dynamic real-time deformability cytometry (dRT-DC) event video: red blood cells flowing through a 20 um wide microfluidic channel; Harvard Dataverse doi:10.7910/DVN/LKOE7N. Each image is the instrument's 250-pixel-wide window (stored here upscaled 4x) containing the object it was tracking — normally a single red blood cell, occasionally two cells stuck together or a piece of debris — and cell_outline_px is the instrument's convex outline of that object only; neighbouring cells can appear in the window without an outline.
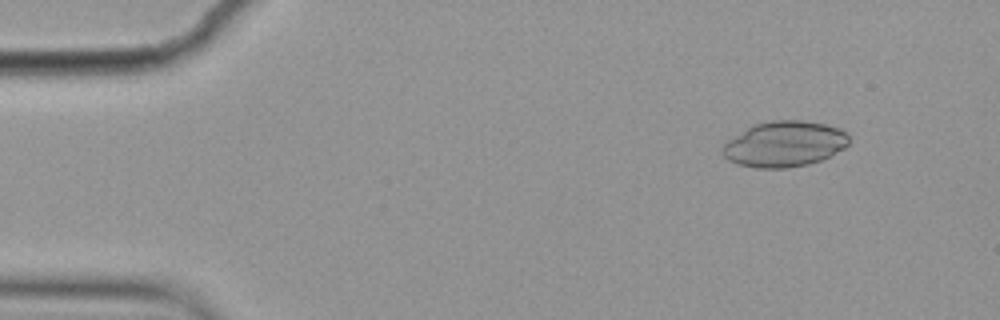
{"species": "common noctule bat (a hibernating species)", "species_latin": "Nyctalus noctula", "temperature_condition": "cold", "stored_images_in_passage": 7, "camera_frame_rate_fps": 3000, "um_per_image_px": 0.085, "animal": {"sex": "female", "body_mass_g": 19.9}, "frame": {"image": 1, "passage_image": 2, "time_ms": 0.333, "image_size_px": [1000, 320], "cell_outline_px": [[848, 144], [844, 148], [820, 160], [808, 164], [788, 168], [756, 168], [736, 164], [728, 160], [720, 152], [724, 144], [728, 140], [748, 128], [756, 124], [772, 120], [804, 120], [824, 124], [840, 128], [848, 136]], "centroid_in_image_um": [66.65, 12.25], "position_along_channel_um": 18.3, "area_um2": 33.47}}